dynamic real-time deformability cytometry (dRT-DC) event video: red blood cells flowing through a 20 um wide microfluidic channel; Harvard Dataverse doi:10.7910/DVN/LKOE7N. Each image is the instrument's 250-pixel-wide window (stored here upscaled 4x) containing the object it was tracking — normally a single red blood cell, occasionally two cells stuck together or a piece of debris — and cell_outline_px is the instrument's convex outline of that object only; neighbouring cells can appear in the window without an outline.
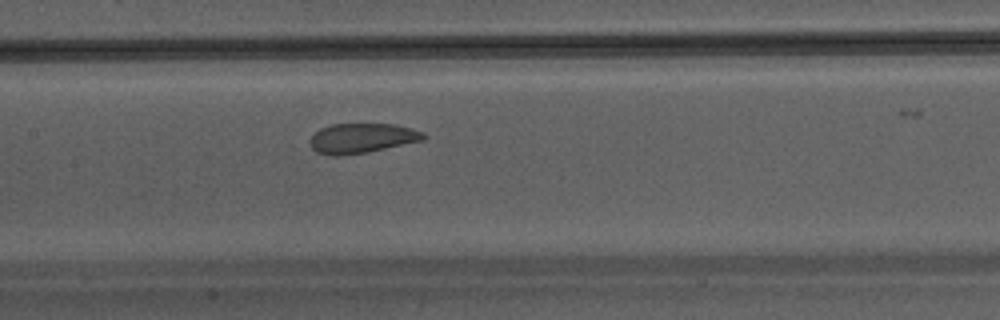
{"species": "Egyptian fruit bat (a non-hibernating species)", "species_latin": "Rousettus aegyptiacus", "temperature_condition": "warm", "stored_images_in_passage": 27, "camera_frame_rate_fps": 3000, "um_per_image_px": 0.085, "animal": {"sex": "male"}, "frame": {"image": 1, "passage_image": 12, "time_ms": 3.667, "image_size_px": [1000, 320], "cell_outline_px": [[428, 136], [424, 140], [368, 152], [336, 156], [316, 152], [312, 148], [308, 140], [320, 128], [332, 124], [396, 124], [424, 132]], "centroid_in_image_um": [30.77, 11.74], "position_along_channel_um": 176.6, "area_um2": 19.77}}
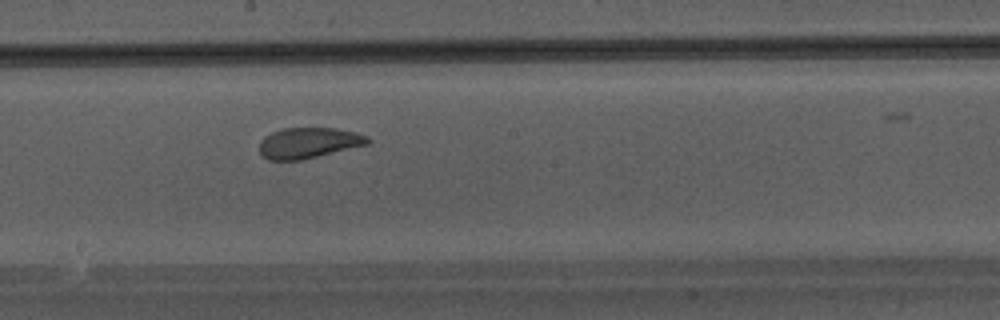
{"frame": {"image": 2, "passage_image": 15, "time_ms": 4.667, "image_size_px": [1000, 320], "cell_outline_px": [[372, 140], [368, 144], [300, 160], [268, 160], [260, 156], [260, 140], [264, 136], [272, 132], [284, 128], [336, 128], [356, 132], [368, 136]], "centroid_in_image_um": [26.21, 12.14], "position_along_channel_um": 222.0, "area_um2": 19.42}}